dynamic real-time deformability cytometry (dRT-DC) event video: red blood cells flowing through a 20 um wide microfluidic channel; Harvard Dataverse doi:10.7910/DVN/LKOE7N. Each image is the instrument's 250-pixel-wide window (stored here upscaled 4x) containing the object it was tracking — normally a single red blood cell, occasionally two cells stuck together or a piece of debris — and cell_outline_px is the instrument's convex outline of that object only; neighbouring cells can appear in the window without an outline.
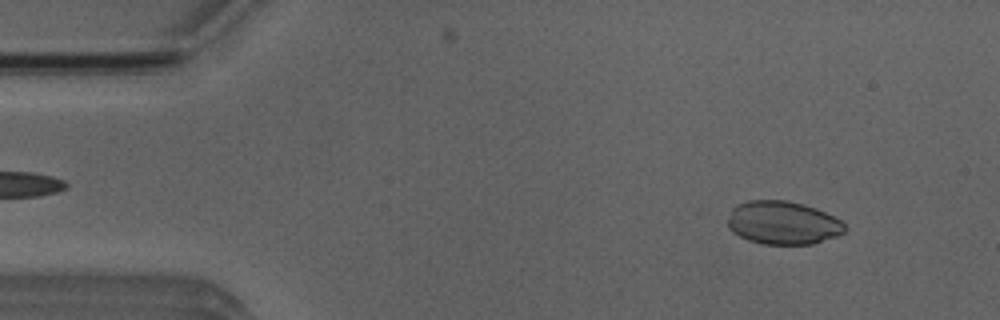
{"species": "Egyptian fruit bat (a non-hibernating species)", "species_latin": "Rousettus aegyptiacus", "temperature_condition": "room temperature", "stored_images_in_passage": 4, "camera_frame_rate_fps": 3000, "um_per_image_px": 0.085, "animal": {"sex": "male"}, "frame": {"image": 1, "passage_image": 1, "time_ms": 0.0, "image_size_px": [1000, 320], "cell_outline_px": [[848, 228], [844, 232], [836, 236], [812, 244], [764, 244], [748, 240], [732, 232], [728, 228], [728, 220], [732, 208], [736, 204], [748, 200], [784, 200], [804, 204], [816, 208], [840, 220]], "centroid_in_image_um": [66.53, 18.93], "position_along_channel_um": 18.5, "area_um2": 29.54}}